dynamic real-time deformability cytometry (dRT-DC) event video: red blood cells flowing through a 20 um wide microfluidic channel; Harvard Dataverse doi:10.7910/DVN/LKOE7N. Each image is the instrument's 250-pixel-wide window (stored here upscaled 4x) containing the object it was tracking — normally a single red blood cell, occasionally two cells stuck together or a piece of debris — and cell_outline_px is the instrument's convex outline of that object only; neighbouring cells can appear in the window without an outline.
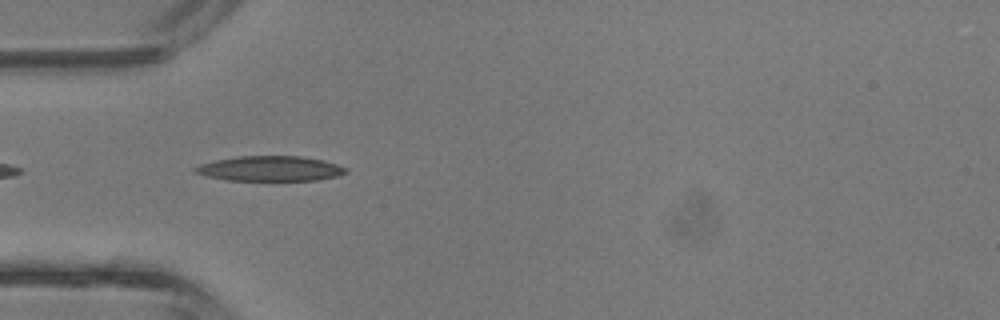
{"species": "common noctule bat (a hibernating species)", "species_latin": "Nyctalus noctula", "temperature_condition": "room temperature", "stored_images_in_passage": 4, "camera_frame_rate_fps": 3000, "um_per_image_px": 0.085, "animal": {"sex": "male", "body_mass_g": 13.3}, "frame": {"image": 1, "passage_image": 3, "time_ms": 0.667, "image_size_px": [1000, 320], "cell_outline_px": [[348, 172], [336, 176], [316, 180], [228, 180], [204, 176], [192, 172], [192, 168], [200, 164], [216, 160], [236, 156], [300, 156], [324, 160], [348, 168]], "centroid_in_image_um": [22.92, 14.32], "position_along_channel_um": 62.1, "area_um2": 22.08}}
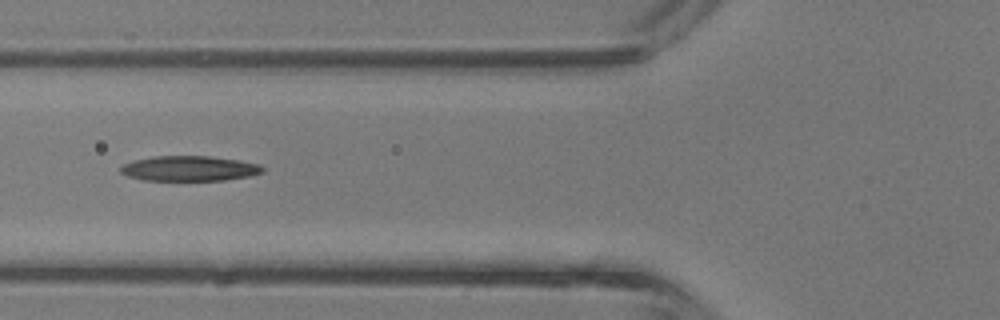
{"frame": {"image": 2, "passage_image": 4, "time_ms": 1.0, "image_size_px": [1000, 320], "cell_outline_px": [[264, 172], [248, 176], [224, 180], [144, 180], [128, 176], [120, 172], [120, 168], [124, 164], [136, 160], [152, 156], [208, 156], [240, 160], [260, 164], [264, 168]], "centroid_in_image_um": [16.12, 14.31], "position_along_channel_um": 109.7, "area_um2": 20.69}}